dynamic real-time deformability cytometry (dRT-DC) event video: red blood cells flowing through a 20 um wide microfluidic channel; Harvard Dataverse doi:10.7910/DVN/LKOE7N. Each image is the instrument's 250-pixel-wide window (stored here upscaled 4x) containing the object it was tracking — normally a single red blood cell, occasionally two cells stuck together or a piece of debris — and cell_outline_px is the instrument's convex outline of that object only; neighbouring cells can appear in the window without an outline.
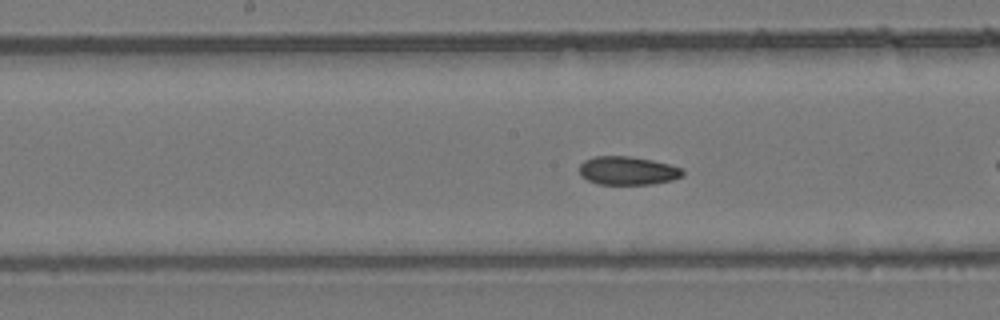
{"species": "common noctule bat (a hibernating species)", "species_latin": "Nyctalus noctula", "temperature_condition": "room temperature", "stored_images_in_passage": 15, "camera_frame_rate_fps": 3000, "um_per_image_px": 0.085, "animal": {"sex": "female", "body_mass_g": 24.6, "forearm_length_mm": 56.2}, "frame": {"image": 1, "passage_image": 12, "time_ms": 3.667, "image_size_px": [1000, 320], "cell_outline_px": [[684, 176], [672, 180], [652, 184], [600, 184], [588, 180], [580, 176], [580, 164], [584, 160], [596, 156], [628, 156], [652, 160], [684, 168]], "centroid_in_image_um": [53.38, 14.5], "position_along_channel_um": 194.8, "area_um2": 17.17}}